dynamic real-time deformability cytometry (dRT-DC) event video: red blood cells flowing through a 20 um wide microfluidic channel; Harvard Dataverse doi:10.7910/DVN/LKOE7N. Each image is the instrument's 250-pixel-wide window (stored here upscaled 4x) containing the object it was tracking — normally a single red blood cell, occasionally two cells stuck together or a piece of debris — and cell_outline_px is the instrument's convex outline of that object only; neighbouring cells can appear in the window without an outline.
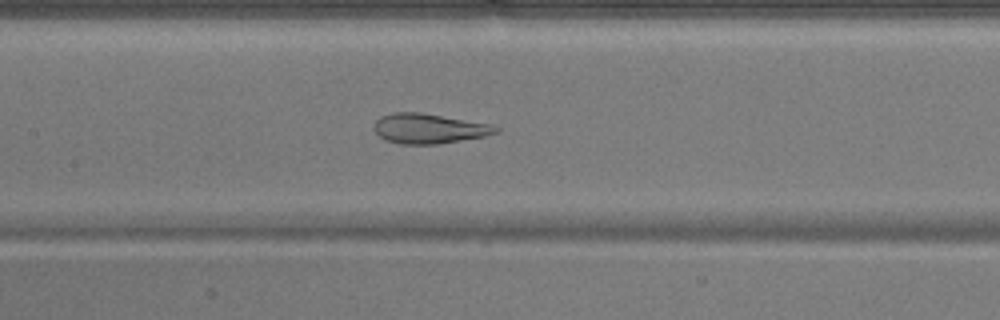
{"species": "common noctule bat (a hibernating species)", "species_latin": "Nyctalus noctula", "temperature_condition": "warm", "stored_images_in_passage": 51, "camera_frame_rate_fps": 3000, "um_per_image_px": 0.085, "animal": {"sex": "male", "body_mass_g": 17.9}, "frame": {"image": 1, "passage_image": 24, "time_ms": 7.667, "image_size_px": [1000, 320], "cell_outline_px": [[500, 132], [484, 136], [436, 144], [400, 144], [384, 140], [372, 128], [376, 120], [380, 116], [392, 112], [420, 112], [488, 124], [500, 128]], "centroid_in_image_um": [36.4, 10.92], "position_along_channel_um": 171.0, "area_um2": 21.1}}
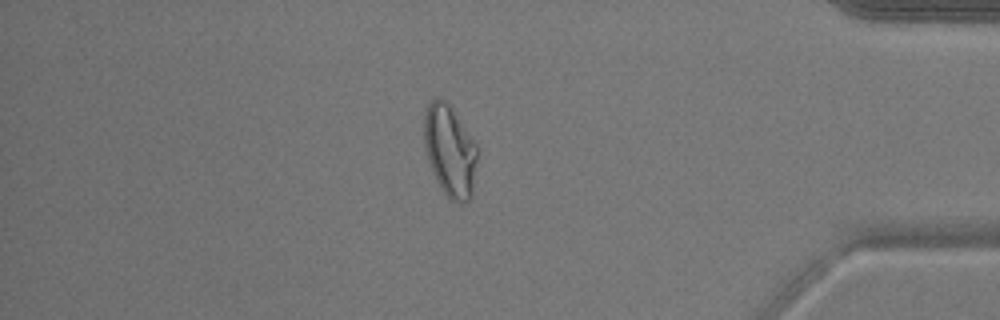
{"frame": {"image": 2, "passage_image": 44, "time_ms": 14.333, "image_size_px": [1000, 320], "cell_outline_px": [[476, 160], [472, 196], [464, 204], [460, 204], [452, 200], [444, 192], [436, 180], [432, 172], [428, 160], [424, 144], [424, 116], [428, 104], [436, 96], [440, 96], [452, 108], [476, 140]], "centroid_in_image_um": [38.24, 12.79], "position_along_channel_um": 397.0, "area_um2": 28.55}}
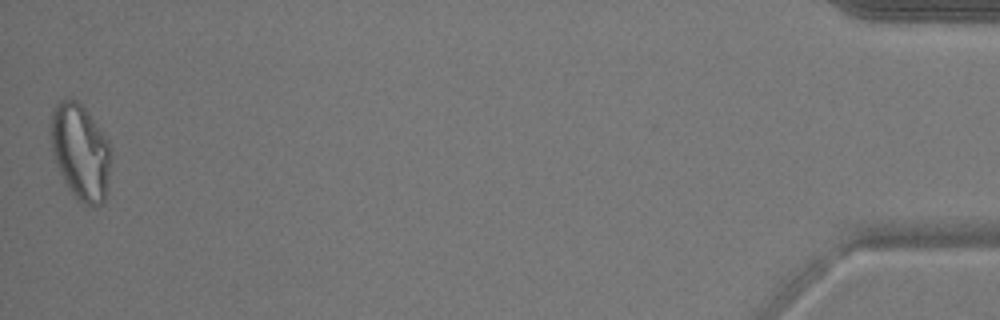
{"frame": {"image": 3, "passage_image": 51, "time_ms": 16.667, "image_size_px": [1000, 320], "cell_outline_px": [[112, 160], [104, 204], [96, 208], [84, 204], [76, 200], [68, 188], [56, 164], [52, 152], [52, 112], [56, 104], [60, 100], [76, 100], [84, 108], [108, 140], [112, 156]], "centroid_in_image_um": [6.88, 13.0], "position_along_channel_um": 428.3, "area_um2": 33.58}, "authors_computed_cell_mechanics": {"area_um2": 27.9752, "velocity_mm_per_s": 3.8907, "shape_relaxation_time_tau1_ms": null, "shape_relaxation_time_tau2_ms": 0.9922, "deformation_change_tau1": null, "deformation_change_tau2": 0.0738}}